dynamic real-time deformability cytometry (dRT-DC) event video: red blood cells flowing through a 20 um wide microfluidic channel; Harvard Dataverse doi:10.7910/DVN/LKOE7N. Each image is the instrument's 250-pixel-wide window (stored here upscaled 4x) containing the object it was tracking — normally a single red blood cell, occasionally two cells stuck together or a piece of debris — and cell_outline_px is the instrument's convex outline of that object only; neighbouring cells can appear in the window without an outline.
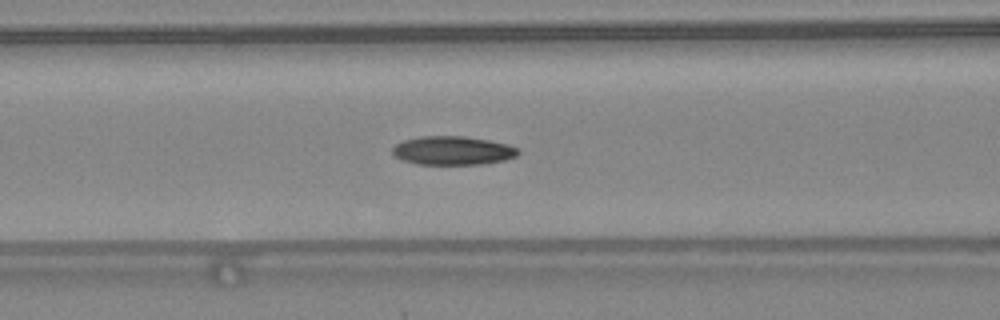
{"species": "common noctule bat (a hibernating species)", "species_latin": "Nyctalus noctula", "temperature_condition": "warm", "stored_images_in_passage": 39, "camera_frame_rate_fps": 3000, "um_per_image_px": 0.085, "animal": {"sex": "female", "body_mass_g": 24.6, "forearm_length_mm": 56.2}, "frame": {"image": 1, "passage_image": 12, "time_ms": 3.667, "image_size_px": [1000, 320], "cell_outline_px": [[520, 152], [516, 156], [504, 160], [484, 164], [416, 164], [404, 160], [396, 156], [392, 152], [392, 148], [396, 144], [404, 140], [420, 136], [464, 136], [488, 140], [508, 144], [520, 148]], "centroid_in_image_um": [38.52, 12.79], "position_along_channel_um": 128.1, "area_um2": 21.04}, "authors_computed_cell_mechanics": {"area_um2": 20.808, "velocity_mm_per_s": 4.3782, "shape_relaxation_time_tau1_ms": 9.098, "shape_relaxation_time_tau2_ms": 2.8775, "deformation_change_tau1": 0.2396, "deformation_change_tau2": 0.0866}}